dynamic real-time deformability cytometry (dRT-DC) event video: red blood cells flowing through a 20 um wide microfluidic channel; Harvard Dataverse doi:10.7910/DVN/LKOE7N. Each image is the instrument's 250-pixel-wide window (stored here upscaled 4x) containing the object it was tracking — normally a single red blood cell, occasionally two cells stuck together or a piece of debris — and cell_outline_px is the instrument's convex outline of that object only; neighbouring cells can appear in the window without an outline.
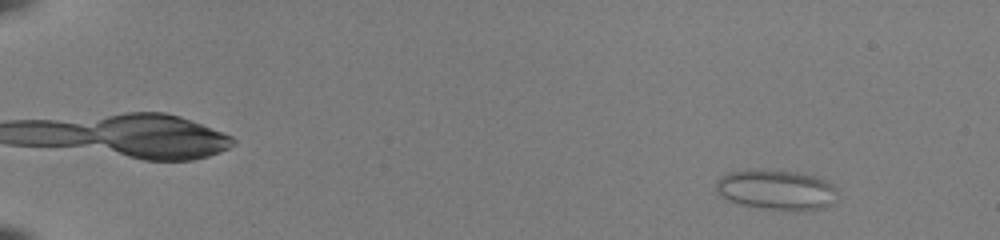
{"species": "common noctule bat (a hibernating species)", "species_latin": "Nyctalus noctula", "temperature_condition": "room temperature", "stored_images_in_passage": 53, "camera_frame_rate_fps": 3000, "um_per_image_px": 0.085, "animal": {"sex": "female", "body_mass_g": 22.0, "forearm_length_mm": 56.7}, "frame": {"image": 1, "passage_image": 6, "time_ms": 1.667, "image_size_px": [1000, 240], "cell_outline_px": [[836, 204], [820, 208], [796, 212], [764, 208], [740, 204], [728, 200], [720, 196], [716, 192], [716, 180], [720, 176], [728, 172], [796, 172], [816, 176], [832, 184], [836, 188]], "centroid_in_image_um": [66.03, 16.19], "position_along_channel_um": 19.0, "area_um2": 28.03}}
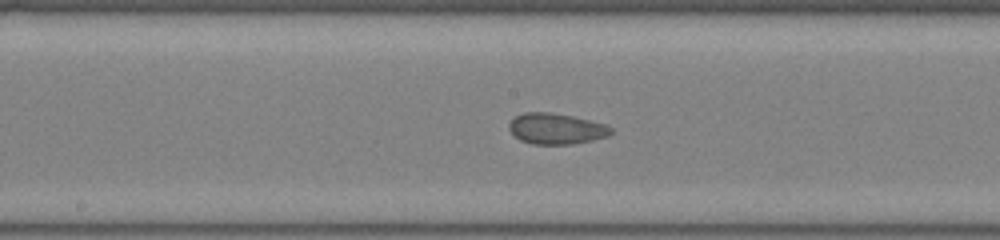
{"frame": {"image": 2, "passage_image": 31, "time_ms": 10.0, "image_size_px": [1000, 240], "cell_outline_px": [[612, 132], [608, 136], [592, 140], [572, 144], [532, 144], [520, 140], [508, 128], [508, 124], [516, 116], [524, 112], [552, 112], [572, 116], [604, 124], [612, 128]], "centroid_in_image_um": [47.26, 10.94], "position_along_channel_um": 200.9, "area_um2": 18.21}}
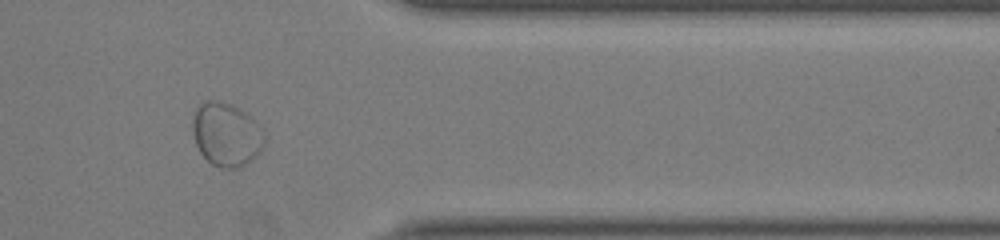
{"frame": {"image": 3, "passage_image": 46, "time_ms": 15.0, "image_size_px": [1000, 240], "cell_outline_px": [[264, 144], [260, 152], [252, 160], [240, 168], [220, 168], [212, 164], [200, 152], [196, 144], [192, 132], [192, 120], [196, 108], [204, 100], [212, 100], [228, 104], [248, 112], [264, 132]], "centroid_in_image_um": [19.24, 11.43], "position_along_channel_um": 392.2, "area_um2": 26.76}}